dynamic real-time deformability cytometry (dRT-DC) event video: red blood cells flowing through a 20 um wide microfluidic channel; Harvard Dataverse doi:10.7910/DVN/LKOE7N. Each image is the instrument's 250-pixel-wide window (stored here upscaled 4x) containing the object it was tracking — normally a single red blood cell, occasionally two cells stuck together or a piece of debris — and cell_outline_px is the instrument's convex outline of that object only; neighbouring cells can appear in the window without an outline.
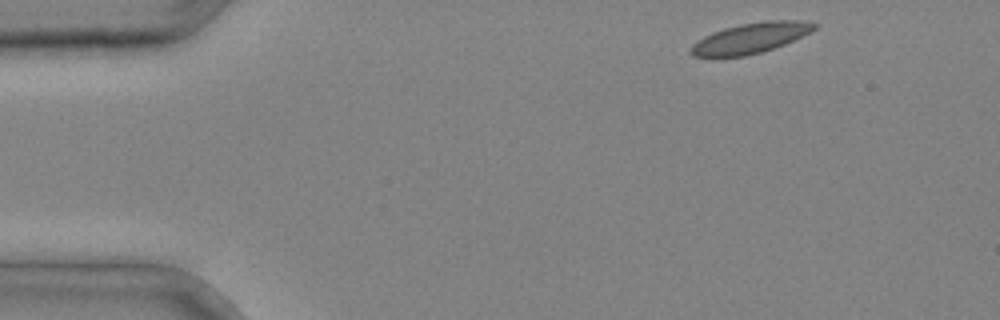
{"species": "common noctule bat (a hibernating species)", "species_latin": "Nyctalus noctula", "temperature_condition": "cold", "stored_images_in_passage": 2, "camera_frame_rate_fps": 3000, "um_per_image_px": 0.085, "animal": {"sex": "male", "body_mass_g": 20.4}, "frame": {"image": 1, "passage_image": 1, "time_ms": 0.0, "image_size_px": [1000, 320], "cell_outline_px": [[816, 28], [784, 44], [760, 52], [744, 56], [692, 56], [688, 52], [688, 48], [692, 44], [704, 36], [712, 32], [724, 28], [740, 24], [764, 20], [804, 20], [816, 24]], "centroid_in_image_um": [63.73, 3.22], "position_along_channel_um": 21.3, "area_um2": 21.62}}